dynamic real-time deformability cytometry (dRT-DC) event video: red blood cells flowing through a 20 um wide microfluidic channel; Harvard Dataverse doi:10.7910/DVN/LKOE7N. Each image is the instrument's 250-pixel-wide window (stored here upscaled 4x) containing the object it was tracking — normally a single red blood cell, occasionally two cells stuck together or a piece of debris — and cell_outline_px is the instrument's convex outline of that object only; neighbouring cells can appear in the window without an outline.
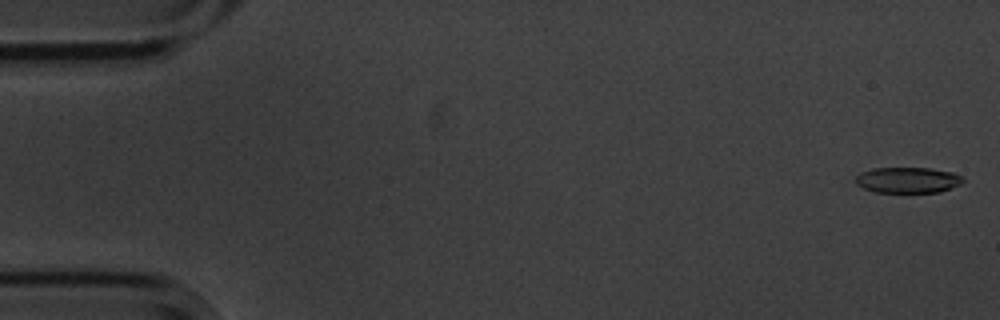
{"species": "common noctule bat (a hibernating species)", "species_latin": "Nyctalus noctula", "temperature_condition": "cold", "stored_images_in_passage": 48, "camera_frame_rate_fps": 3000, "um_per_image_px": 0.085, "animal": {"sex": "male", "body_mass_g": 20.1, "forearm_length_mm": 53.5}, "frame": {"image": 1, "passage_image": 1, "time_ms": 0.0, "image_size_px": [1000, 320], "cell_outline_px": [[964, 180], [960, 184], [940, 192], [876, 192], [864, 188], [856, 184], [856, 176], [860, 172], [872, 168], [928, 168], [952, 172], [960, 176]], "centroid_in_image_um": [77.13, 15.3], "position_along_channel_um": 7.9, "area_um2": 16.01}}
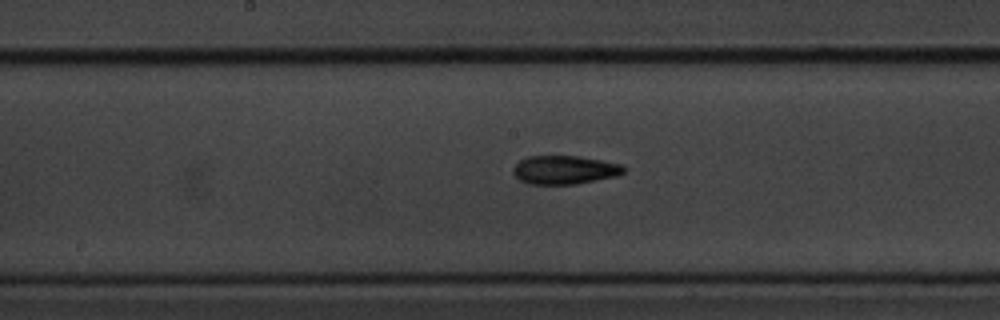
{"frame": {"image": 2, "passage_image": 28, "time_ms": 9.0, "image_size_px": [1000, 320], "cell_outline_px": [[628, 168], [624, 172], [616, 176], [576, 184], [528, 184], [520, 180], [512, 172], [512, 168], [520, 160], [528, 156], [580, 156], [620, 164]], "centroid_in_image_um": [47.98, 14.44], "position_along_channel_um": 200.2, "area_um2": 18.44}}
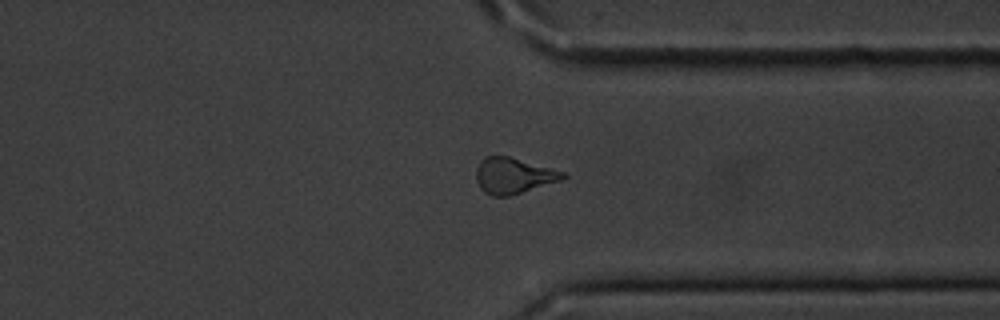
{"frame": {"image": 3, "passage_image": 42, "time_ms": 13.667, "image_size_px": [1000, 320], "cell_outline_px": [[568, 176], [560, 180], [508, 196], [492, 196], [484, 192], [480, 188], [476, 180], [476, 168], [480, 160], [484, 156], [508, 156], [564, 172]], "centroid_in_image_um": [43.58, 14.92], "position_along_channel_um": 367.8, "area_um2": 17.86}}